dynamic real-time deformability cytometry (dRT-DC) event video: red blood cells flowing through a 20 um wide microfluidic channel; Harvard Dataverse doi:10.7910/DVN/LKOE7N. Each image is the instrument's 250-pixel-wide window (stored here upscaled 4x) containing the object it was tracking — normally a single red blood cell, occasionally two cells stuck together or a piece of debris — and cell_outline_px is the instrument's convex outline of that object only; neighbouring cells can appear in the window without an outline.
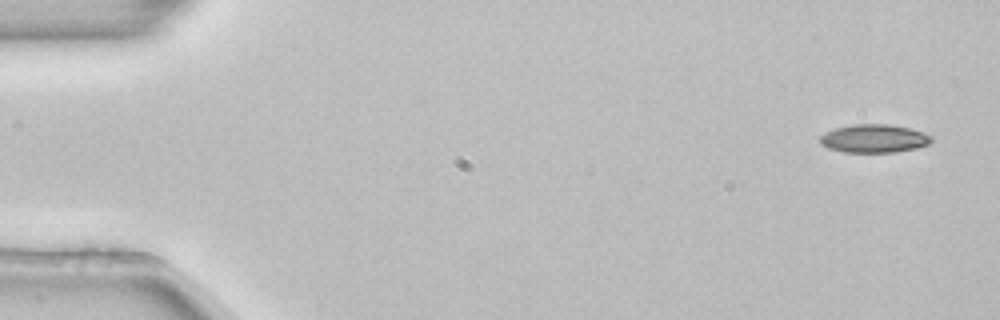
{"species": "common noctule bat (a hibernating species)", "species_latin": "Nyctalus noctula", "temperature_condition": "room temperature", "stored_images_in_passage": 4, "camera_frame_rate_fps": 3000, "um_per_image_px": 0.085, "animal": {"sex": "female", "body_mass_g": 22.7, "forearm_length_mm": 54.2}, "frame": {"image": 1, "passage_image": 1, "time_ms": 0.0, "image_size_px": [1000, 320], "cell_outline_px": [[932, 140], [928, 144], [916, 148], [896, 152], [844, 152], [828, 148], [820, 144], [820, 136], [836, 128], [852, 124], [892, 124], [912, 128], [932, 136]], "centroid_in_image_um": [74.31, 11.77], "position_along_channel_um": 10.7, "area_um2": 18.38}}
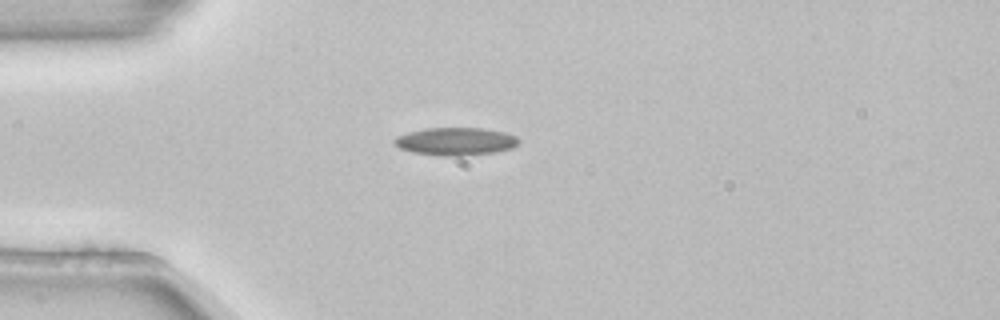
{"frame": {"image": 2, "passage_image": 4, "time_ms": 1.0, "image_size_px": [1000, 320], "cell_outline_px": [[520, 144], [512, 148], [496, 152], [464, 156], [440, 156], [412, 152], [400, 148], [392, 140], [396, 136], [408, 132], [424, 128], [484, 128], [504, 132], [516, 136], [520, 140]], "centroid_in_image_um": [38.75, 12.02], "position_along_channel_um": 46.2, "area_um2": 20.4}}